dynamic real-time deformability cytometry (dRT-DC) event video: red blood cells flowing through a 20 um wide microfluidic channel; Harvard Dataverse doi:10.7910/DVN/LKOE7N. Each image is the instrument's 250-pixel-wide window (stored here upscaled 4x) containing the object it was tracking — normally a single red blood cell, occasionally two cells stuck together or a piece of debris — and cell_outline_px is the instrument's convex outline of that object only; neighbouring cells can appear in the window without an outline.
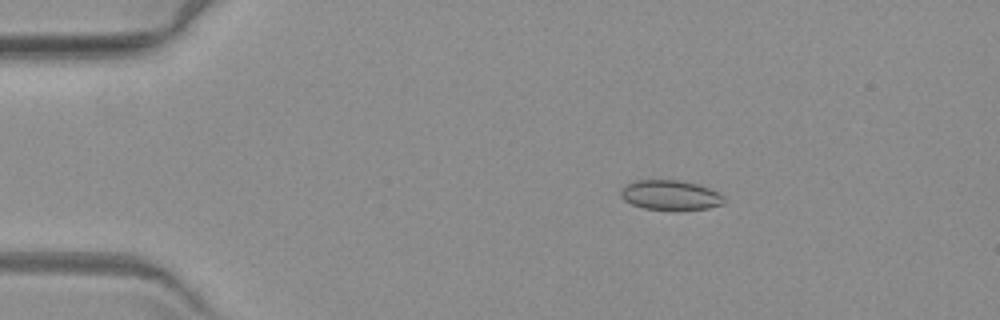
{"species": "common noctule bat (a hibernating species)", "species_latin": "Nyctalus noctula", "temperature_condition": "warm", "stored_images_in_passage": 4, "camera_frame_rate_fps": 3000, "um_per_image_px": 0.085, "animal": {"sex": "female", "body_mass_g": 19.3, "forearm_length_mm": 54.1}, "frame": {"image": 1, "passage_image": 2, "time_ms": 1.333, "image_size_px": [1000, 320], "cell_outline_px": [[728, 200], [724, 204], [708, 208], [676, 212], [672, 212], [644, 208], [632, 204], [624, 200], [620, 196], [620, 188], [636, 180], [676, 180], [696, 184], [708, 188], [724, 196]], "centroid_in_image_um": [57.0, 16.63], "position_along_channel_um": 28.0, "area_um2": 18.44}}